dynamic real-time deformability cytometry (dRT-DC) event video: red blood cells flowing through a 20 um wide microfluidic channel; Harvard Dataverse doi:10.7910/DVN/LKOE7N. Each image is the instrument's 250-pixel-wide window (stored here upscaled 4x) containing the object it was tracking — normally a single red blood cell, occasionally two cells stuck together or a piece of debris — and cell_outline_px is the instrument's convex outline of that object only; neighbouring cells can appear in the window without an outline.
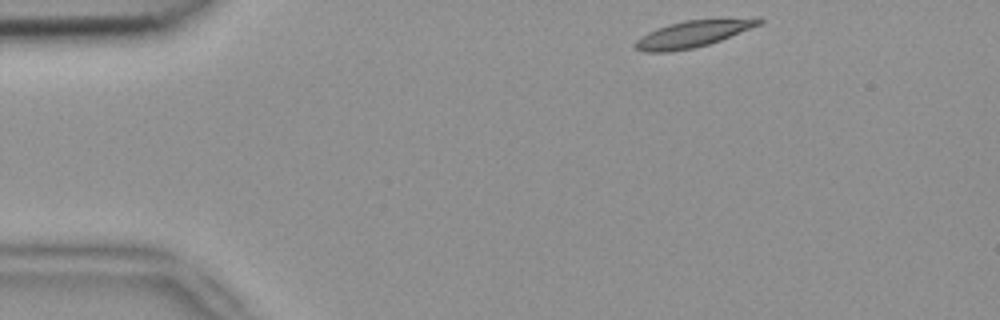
{"species": "common noctule bat (a hibernating species)", "species_latin": "Nyctalus noctula", "temperature_condition": "room temperature", "stored_images_in_passage": 2, "camera_frame_rate_fps": 3000, "um_per_image_px": 0.085, "animal": {"sex": "female", "body_mass_g": 18.4}, "frame": {"image": 1, "passage_image": 1, "time_ms": 0.0, "image_size_px": [1000, 320], "cell_outline_px": [[764, 20], [760, 24], [720, 40], [708, 44], [692, 48], [672, 52], [644, 52], [636, 48], [632, 44], [640, 36], [656, 28], [668, 24], [684, 20], [756, 16], [760, 16]], "centroid_in_image_um": [58.92, 2.85], "position_along_channel_um": 26.1, "area_um2": 19.65}}